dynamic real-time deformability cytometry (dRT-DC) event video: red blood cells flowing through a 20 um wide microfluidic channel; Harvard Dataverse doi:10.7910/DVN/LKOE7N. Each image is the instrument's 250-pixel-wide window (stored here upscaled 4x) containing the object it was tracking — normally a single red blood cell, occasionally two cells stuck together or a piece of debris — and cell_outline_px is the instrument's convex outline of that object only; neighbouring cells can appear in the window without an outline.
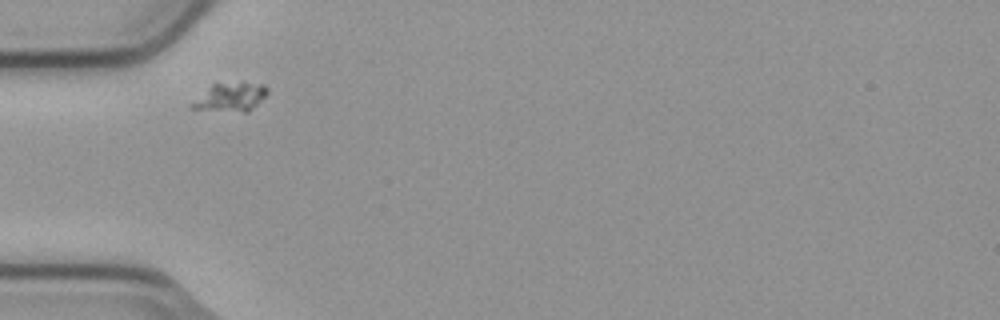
{"species": "common noctule bat (a hibernating species)", "species_latin": "Nyctalus noctula", "temperature_condition": "cold", "stored_images_in_passage": 14, "camera_frame_rate_fps": 3000, "um_per_image_px": 0.085, "animal": {"sex": "male", "body_mass_g": 23.1, "forearm_length_mm": 52.7}, "frame": {"image": 1, "passage_image": 4, "time_ms": 1.0, "image_size_px": [1000, 320], "cell_outline_px": [[268, 92], [248, 112], [244, 112], [192, 108], [192, 104], [212, 84], [244, 80], [264, 84], [268, 88]], "centroid_in_image_um": [19.69, 8.19], "position_along_channel_um": 65.3, "area_um2": 12.43}}
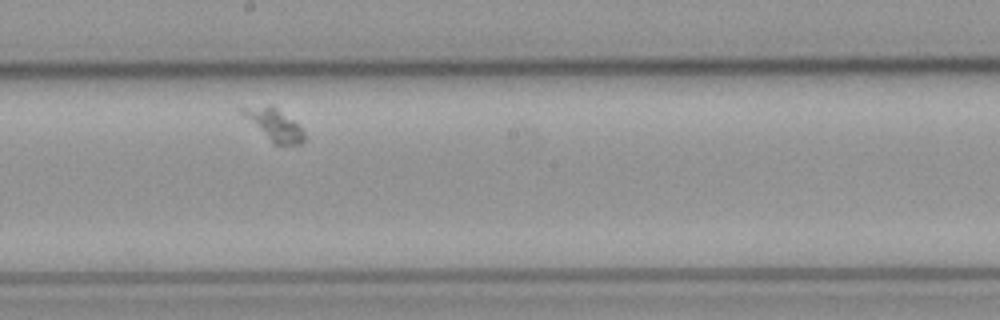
{"frame": {"image": 2, "passage_image": 8, "time_ms": 2.333, "image_size_px": [1000, 320], "cell_outline_px": [[304, 140], [300, 144], [272, 144], [240, 112], [240, 108], [268, 104], [272, 104], [292, 120], [304, 132]], "centroid_in_image_um": [23.27, 10.58], "position_along_channel_um": 224.9, "area_um2": 11.27}}
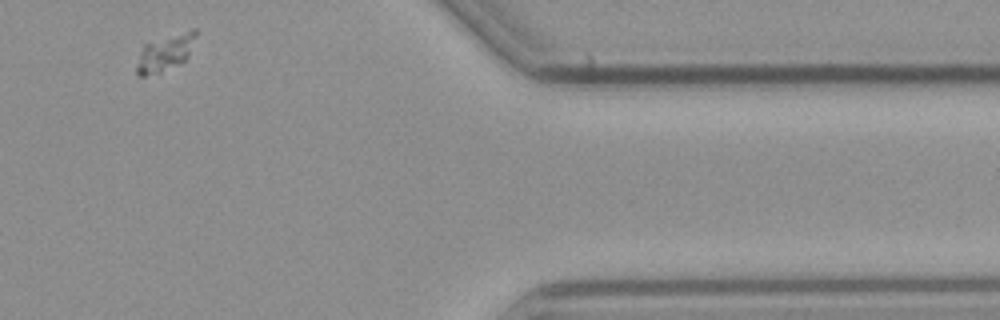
{"frame": {"image": 3, "passage_image": 13, "time_ms": 4.0, "image_size_px": [1000, 320], "cell_outline_px": [[196, 36], [188, 56], [184, 60], [160, 72], [144, 76], [140, 76], [136, 72], [136, 68], [140, 52], [144, 44], [192, 28], [196, 28]], "centroid_in_image_um": [14.04, 4.46], "position_along_channel_um": 397.4, "area_um2": 12.25}}